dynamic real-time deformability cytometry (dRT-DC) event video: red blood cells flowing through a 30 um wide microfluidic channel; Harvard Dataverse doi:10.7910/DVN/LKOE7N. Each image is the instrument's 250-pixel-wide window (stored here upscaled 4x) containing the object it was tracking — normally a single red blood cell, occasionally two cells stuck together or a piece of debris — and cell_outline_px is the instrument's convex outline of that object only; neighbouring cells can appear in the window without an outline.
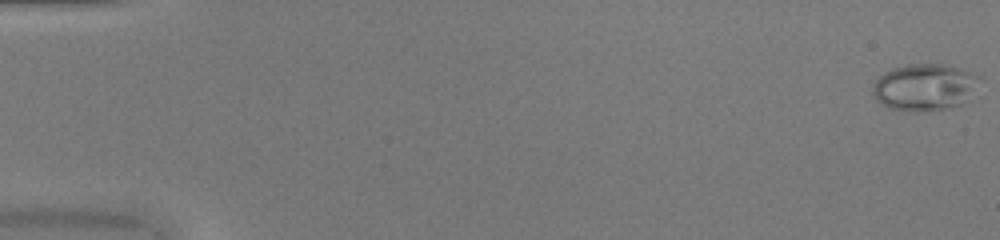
{"species": "common noctule bat (a hibernating species)", "species_latin": "Nyctalus noctula", "temperature_condition": "warm", "stored_images_in_passage": 14, "camera_frame_rate_fps": 3000, "um_per_image_px": 0.085, "animal": {"sex": "female", "body_mass_g": 20.0, "forearm_length_mm": 54.0}, "frame": {"image": 1, "passage_image": 1, "time_ms": 0.0, "image_size_px": [1000, 240], "cell_outline_px": [[984, 80], [960, 104], [944, 108], [892, 108], [876, 100], [872, 92], [872, 88], [876, 80], [884, 72], [892, 68], [908, 64], [944, 64], [960, 68], [980, 76]], "centroid_in_image_um": [78.61, 7.33], "position_along_channel_um": 6.4, "area_um2": 28.15}}